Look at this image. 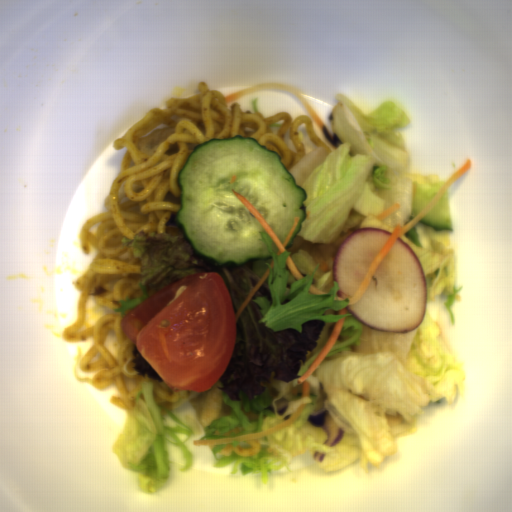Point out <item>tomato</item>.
Segmentation results:
<instances>
[{"label": "tomato", "instance_id": "tomato-1", "mask_svg": "<svg viewBox=\"0 0 512 512\" xmlns=\"http://www.w3.org/2000/svg\"><path fill=\"white\" fill-rule=\"evenodd\" d=\"M120 325L161 381L178 391L214 386L236 340L230 291L211 271L168 285L127 313Z\"/></svg>", "mask_w": 512, "mask_h": 512}]
</instances>
